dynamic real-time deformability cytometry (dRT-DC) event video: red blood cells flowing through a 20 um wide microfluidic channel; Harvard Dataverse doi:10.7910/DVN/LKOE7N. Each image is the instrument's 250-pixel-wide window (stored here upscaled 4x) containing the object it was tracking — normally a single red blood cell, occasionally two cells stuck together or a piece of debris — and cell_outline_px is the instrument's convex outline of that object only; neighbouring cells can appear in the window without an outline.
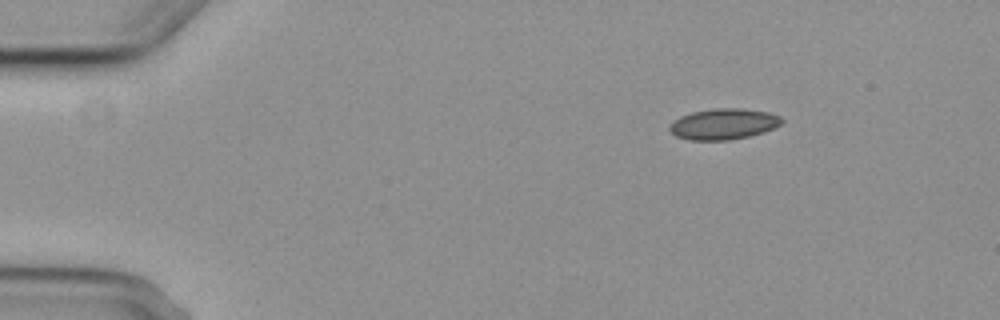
{"species": "common noctule bat (a hibernating species)", "species_latin": "Nyctalus noctula", "temperature_condition": "cold", "stored_images_in_passage": 3, "camera_frame_rate_fps": 3000, "um_per_image_px": 0.085, "animal": {"sex": "female", "body_mass_g": 29.2, "forearm_length_mm": 56.3}, "frame": {"image": 1, "passage_image": 1, "time_ms": 0.0, "image_size_px": [1000, 320], "cell_outline_px": [[784, 120], [780, 124], [764, 132], [748, 136], [728, 140], [688, 140], [676, 136], [668, 128], [680, 116], [692, 112], [712, 108], [740, 108], [768, 112], [780, 116]], "centroid_in_image_um": [61.51, 10.54], "position_along_channel_um": 23.5, "area_um2": 20.06}}